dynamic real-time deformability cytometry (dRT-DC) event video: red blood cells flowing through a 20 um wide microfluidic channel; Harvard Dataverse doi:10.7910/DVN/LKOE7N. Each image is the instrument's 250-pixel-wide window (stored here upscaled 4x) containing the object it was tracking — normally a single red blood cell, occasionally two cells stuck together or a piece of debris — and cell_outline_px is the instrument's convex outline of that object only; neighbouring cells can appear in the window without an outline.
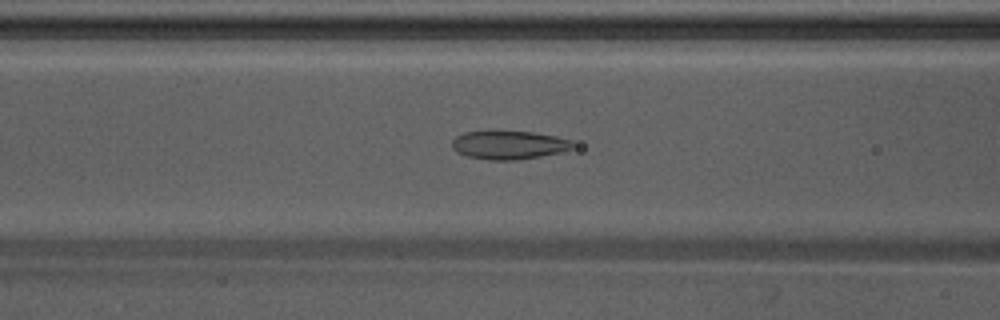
{"species": "Egyptian fruit bat (a non-hibernating species)", "species_latin": "Rousettus aegyptiacus", "temperature_condition": "warm", "stored_images_in_passage": 49, "camera_frame_rate_fps": 3000, "um_per_image_px": 0.085, "animal": {"sex": "male"}, "frame": {"image": 1, "passage_image": 17, "time_ms": 5.333, "image_size_px": [1000, 320], "cell_outline_px": [[576, 148], [560, 152], [540, 156], [516, 160], [488, 160], [468, 156], [456, 152], [452, 148], [452, 140], [456, 136], [464, 132], [532, 132], [556, 136], [572, 140], [576, 144]], "centroid_in_image_um": [43.29, 12.33], "position_along_channel_um": 123.3, "area_um2": 20.0}}
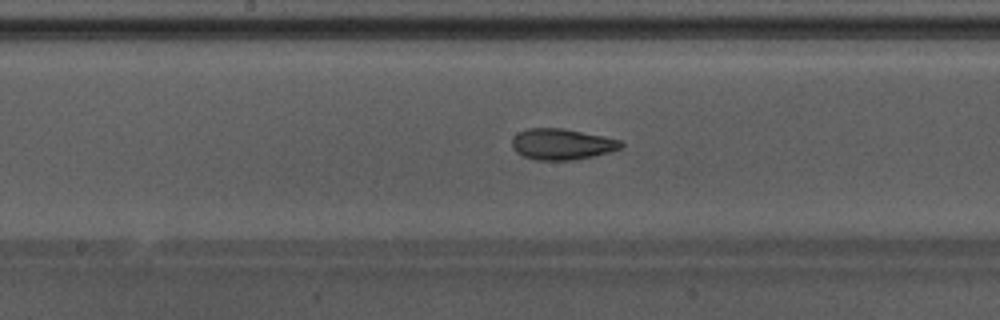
{"frame": {"image": 2, "passage_image": 23, "time_ms": 7.333, "image_size_px": [1000, 320], "cell_outline_px": [[624, 144], [620, 148], [608, 152], [592, 156], [572, 160], [536, 160], [524, 156], [516, 152], [512, 148], [512, 136], [528, 128], [564, 128], [620, 140]], "centroid_in_image_um": [47.71, 12.25], "position_along_channel_um": 200.5, "area_um2": 19.54}}
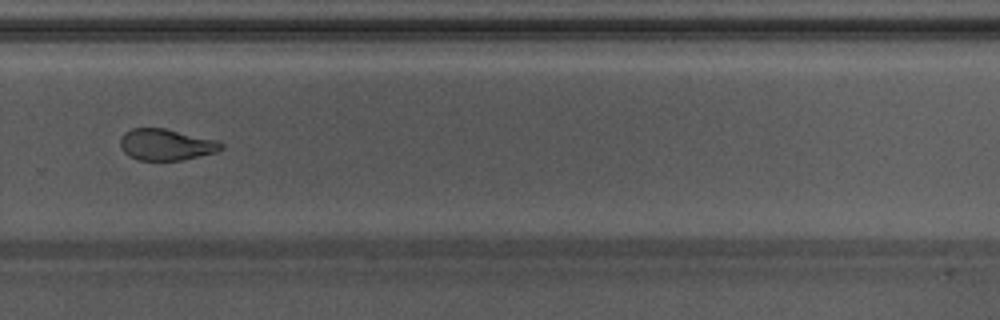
{"frame": {"image": 3, "passage_image": 32, "time_ms": 10.333, "image_size_px": [1000, 320], "cell_outline_px": [[224, 148], [216, 152], [184, 160], [140, 160], [128, 156], [120, 148], [120, 140], [124, 132], [132, 128], [164, 128], [220, 140], [224, 144]], "centroid_in_image_um": [14.15, 12.29], "position_along_channel_um": 315.7, "area_um2": 18.73}, "authors_computed_cell_mechanics": {"area_um2": 20.0566, "velocity_mm_per_s": 3.8561, "shape_relaxation_time_tau1_ms": null, "shape_relaxation_time_tau2_ms": 2.2125, "deformation_change_tau1": null, "deformation_change_tau2": 0.0865}}